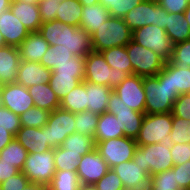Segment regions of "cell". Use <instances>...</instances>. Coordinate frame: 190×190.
I'll list each match as a JSON object with an SVG mask.
<instances>
[{
    "label": "cell",
    "mask_w": 190,
    "mask_h": 190,
    "mask_svg": "<svg viewBox=\"0 0 190 190\" xmlns=\"http://www.w3.org/2000/svg\"><path fill=\"white\" fill-rule=\"evenodd\" d=\"M39 33L50 46L58 45L72 52L73 56L86 57L92 49L91 35L81 27H74L57 20L43 22Z\"/></svg>",
    "instance_id": "cell-1"
},
{
    "label": "cell",
    "mask_w": 190,
    "mask_h": 190,
    "mask_svg": "<svg viewBox=\"0 0 190 190\" xmlns=\"http://www.w3.org/2000/svg\"><path fill=\"white\" fill-rule=\"evenodd\" d=\"M108 170L109 167L101 154L93 149L80 158L76 172L80 183L94 185Z\"/></svg>",
    "instance_id": "cell-15"
},
{
    "label": "cell",
    "mask_w": 190,
    "mask_h": 190,
    "mask_svg": "<svg viewBox=\"0 0 190 190\" xmlns=\"http://www.w3.org/2000/svg\"><path fill=\"white\" fill-rule=\"evenodd\" d=\"M49 43L37 32H30L18 47L21 60L40 63L46 53Z\"/></svg>",
    "instance_id": "cell-23"
},
{
    "label": "cell",
    "mask_w": 190,
    "mask_h": 190,
    "mask_svg": "<svg viewBox=\"0 0 190 190\" xmlns=\"http://www.w3.org/2000/svg\"><path fill=\"white\" fill-rule=\"evenodd\" d=\"M145 92V113H170L177 100L178 90H173L170 85V68L165 64L156 76L143 77Z\"/></svg>",
    "instance_id": "cell-2"
},
{
    "label": "cell",
    "mask_w": 190,
    "mask_h": 190,
    "mask_svg": "<svg viewBox=\"0 0 190 190\" xmlns=\"http://www.w3.org/2000/svg\"><path fill=\"white\" fill-rule=\"evenodd\" d=\"M82 6H89L92 4H97L99 3V0H78Z\"/></svg>",
    "instance_id": "cell-59"
},
{
    "label": "cell",
    "mask_w": 190,
    "mask_h": 190,
    "mask_svg": "<svg viewBox=\"0 0 190 190\" xmlns=\"http://www.w3.org/2000/svg\"><path fill=\"white\" fill-rule=\"evenodd\" d=\"M184 18L189 23V26H190V3L186 11L184 12Z\"/></svg>",
    "instance_id": "cell-60"
},
{
    "label": "cell",
    "mask_w": 190,
    "mask_h": 190,
    "mask_svg": "<svg viewBox=\"0 0 190 190\" xmlns=\"http://www.w3.org/2000/svg\"><path fill=\"white\" fill-rule=\"evenodd\" d=\"M68 152L80 153L81 156L95 149L94 138L74 132L70 134L61 145Z\"/></svg>",
    "instance_id": "cell-33"
},
{
    "label": "cell",
    "mask_w": 190,
    "mask_h": 190,
    "mask_svg": "<svg viewBox=\"0 0 190 190\" xmlns=\"http://www.w3.org/2000/svg\"><path fill=\"white\" fill-rule=\"evenodd\" d=\"M131 40L132 31L124 19L112 16L91 35L92 49L95 52L126 46Z\"/></svg>",
    "instance_id": "cell-4"
},
{
    "label": "cell",
    "mask_w": 190,
    "mask_h": 190,
    "mask_svg": "<svg viewBox=\"0 0 190 190\" xmlns=\"http://www.w3.org/2000/svg\"><path fill=\"white\" fill-rule=\"evenodd\" d=\"M83 12L80 27L85 29L90 35L98 30L110 17L109 10L101 3L82 6Z\"/></svg>",
    "instance_id": "cell-25"
},
{
    "label": "cell",
    "mask_w": 190,
    "mask_h": 190,
    "mask_svg": "<svg viewBox=\"0 0 190 190\" xmlns=\"http://www.w3.org/2000/svg\"><path fill=\"white\" fill-rule=\"evenodd\" d=\"M165 31L174 45L190 39V26L184 13H167Z\"/></svg>",
    "instance_id": "cell-28"
},
{
    "label": "cell",
    "mask_w": 190,
    "mask_h": 190,
    "mask_svg": "<svg viewBox=\"0 0 190 190\" xmlns=\"http://www.w3.org/2000/svg\"><path fill=\"white\" fill-rule=\"evenodd\" d=\"M81 82L74 75H59V73H51L50 87L57 95L59 100L66 96Z\"/></svg>",
    "instance_id": "cell-36"
},
{
    "label": "cell",
    "mask_w": 190,
    "mask_h": 190,
    "mask_svg": "<svg viewBox=\"0 0 190 190\" xmlns=\"http://www.w3.org/2000/svg\"><path fill=\"white\" fill-rule=\"evenodd\" d=\"M58 0H40L38 4L39 13L41 15L42 23L56 20Z\"/></svg>",
    "instance_id": "cell-49"
},
{
    "label": "cell",
    "mask_w": 190,
    "mask_h": 190,
    "mask_svg": "<svg viewBox=\"0 0 190 190\" xmlns=\"http://www.w3.org/2000/svg\"><path fill=\"white\" fill-rule=\"evenodd\" d=\"M98 120L99 115L90 110L75 113V132L94 138Z\"/></svg>",
    "instance_id": "cell-39"
},
{
    "label": "cell",
    "mask_w": 190,
    "mask_h": 190,
    "mask_svg": "<svg viewBox=\"0 0 190 190\" xmlns=\"http://www.w3.org/2000/svg\"><path fill=\"white\" fill-rule=\"evenodd\" d=\"M12 0H0V15L10 9Z\"/></svg>",
    "instance_id": "cell-57"
},
{
    "label": "cell",
    "mask_w": 190,
    "mask_h": 190,
    "mask_svg": "<svg viewBox=\"0 0 190 190\" xmlns=\"http://www.w3.org/2000/svg\"><path fill=\"white\" fill-rule=\"evenodd\" d=\"M169 62L181 69L190 68V39L174 45Z\"/></svg>",
    "instance_id": "cell-45"
},
{
    "label": "cell",
    "mask_w": 190,
    "mask_h": 190,
    "mask_svg": "<svg viewBox=\"0 0 190 190\" xmlns=\"http://www.w3.org/2000/svg\"><path fill=\"white\" fill-rule=\"evenodd\" d=\"M22 190H47L45 185L29 182Z\"/></svg>",
    "instance_id": "cell-56"
},
{
    "label": "cell",
    "mask_w": 190,
    "mask_h": 190,
    "mask_svg": "<svg viewBox=\"0 0 190 190\" xmlns=\"http://www.w3.org/2000/svg\"><path fill=\"white\" fill-rule=\"evenodd\" d=\"M106 63L114 69L125 71L128 75L133 74L131 61L129 59L126 46H117L105 49L100 52Z\"/></svg>",
    "instance_id": "cell-31"
},
{
    "label": "cell",
    "mask_w": 190,
    "mask_h": 190,
    "mask_svg": "<svg viewBox=\"0 0 190 190\" xmlns=\"http://www.w3.org/2000/svg\"><path fill=\"white\" fill-rule=\"evenodd\" d=\"M137 147L135 139L125 136L95 143V149L101 154L109 169L122 162L133 160Z\"/></svg>",
    "instance_id": "cell-12"
},
{
    "label": "cell",
    "mask_w": 190,
    "mask_h": 190,
    "mask_svg": "<svg viewBox=\"0 0 190 190\" xmlns=\"http://www.w3.org/2000/svg\"><path fill=\"white\" fill-rule=\"evenodd\" d=\"M45 127L47 143L51 148H58L75 132V114L59 107L50 113Z\"/></svg>",
    "instance_id": "cell-13"
},
{
    "label": "cell",
    "mask_w": 190,
    "mask_h": 190,
    "mask_svg": "<svg viewBox=\"0 0 190 190\" xmlns=\"http://www.w3.org/2000/svg\"><path fill=\"white\" fill-rule=\"evenodd\" d=\"M170 151L171 157L174 162V166L183 164L184 162L190 160V143H174Z\"/></svg>",
    "instance_id": "cell-51"
},
{
    "label": "cell",
    "mask_w": 190,
    "mask_h": 190,
    "mask_svg": "<svg viewBox=\"0 0 190 190\" xmlns=\"http://www.w3.org/2000/svg\"><path fill=\"white\" fill-rule=\"evenodd\" d=\"M50 113V111L35 106L29 108L19 116L21 126L42 128L47 124Z\"/></svg>",
    "instance_id": "cell-40"
},
{
    "label": "cell",
    "mask_w": 190,
    "mask_h": 190,
    "mask_svg": "<svg viewBox=\"0 0 190 190\" xmlns=\"http://www.w3.org/2000/svg\"><path fill=\"white\" fill-rule=\"evenodd\" d=\"M27 155V150L16 140L15 137L0 151V158L3 161L13 164V166L19 171H22Z\"/></svg>",
    "instance_id": "cell-32"
},
{
    "label": "cell",
    "mask_w": 190,
    "mask_h": 190,
    "mask_svg": "<svg viewBox=\"0 0 190 190\" xmlns=\"http://www.w3.org/2000/svg\"><path fill=\"white\" fill-rule=\"evenodd\" d=\"M2 102L5 106L16 115L20 116L29 108L34 107L33 99L28 89L23 85L15 83L0 86Z\"/></svg>",
    "instance_id": "cell-16"
},
{
    "label": "cell",
    "mask_w": 190,
    "mask_h": 190,
    "mask_svg": "<svg viewBox=\"0 0 190 190\" xmlns=\"http://www.w3.org/2000/svg\"><path fill=\"white\" fill-rule=\"evenodd\" d=\"M171 130L172 112L157 114L145 113L136 143L138 146L161 143L166 148H171L174 144L170 137Z\"/></svg>",
    "instance_id": "cell-3"
},
{
    "label": "cell",
    "mask_w": 190,
    "mask_h": 190,
    "mask_svg": "<svg viewBox=\"0 0 190 190\" xmlns=\"http://www.w3.org/2000/svg\"><path fill=\"white\" fill-rule=\"evenodd\" d=\"M34 106L47 111H54L60 107V100L53 92L49 83L33 85L27 88Z\"/></svg>",
    "instance_id": "cell-26"
},
{
    "label": "cell",
    "mask_w": 190,
    "mask_h": 190,
    "mask_svg": "<svg viewBox=\"0 0 190 190\" xmlns=\"http://www.w3.org/2000/svg\"><path fill=\"white\" fill-rule=\"evenodd\" d=\"M168 13H184L190 0H156Z\"/></svg>",
    "instance_id": "cell-53"
},
{
    "label": "cell",
    "mask_w": 190,
    "mask_h": 190,
    "mask_svg": "<svg viewBox=\"0 0 190 190\" xmlns=\"http://www.w3.org/2000/svg\"><path fill=\"white\" fill-rule=\"evenodd\" d=\"M82 12V5L78 0H63L58 4L56 20L80 27Z\"/></svg>",
    "instance_id": "cell-29"
},
{
    "label": "cell",
    "mask_w": 190,
    "mask_h": 190,
    "mask_svg": "<svg viewBox=\"0 0 190 190\" xmlns=\"http://www.w3.org/2000/svg\"><path fill=\"white\" fill-rule=\"evenodd\" d=\"M80 185L77 172L56 171L48 190H78Z\"/></svg>",
    "instance_id": "cell-38"
},
{
    "label": "cell",
    "mask_w": 190,
    "mask_h": 190,
    "mask_svg": "<svg viewBox=\"0 0 190 190\" xmlns=\"http://www.w3.org/2000/svg\"><path fill=\"white\" fill-rule=\"evenodd\" d=\"M132 41L144 48L150 49L165 61H169L174 44L165 29L155 25H146L132 31Z\"/></svg>",
    "instance_id": "cell-8"
},
{
    "label": "cell",
    "mask_w": 190,
    "mask_h": 190,
    "mask_svg": "<svg viewBox=\"0 0 190 190\" xmlns=\"http://www.w3.org/2000/svg\"><path fill=\"white\" fill-rule=\"evenodd\" d=\"M78 190H97L95 185L80 183Z\"/></svg>",
    "instance_id": "cell-58"
},
{
    "label": "cell",
    "mask_w": 190,
    "mask_h": 190,
    "mask_svg": "<svg viewBox=\"0 0 190 190\" xmlns=\"http://www.w3.org/2000/svg\"><path fill=\"white\" fill-rule=\"evenodd\" d=\"M152 190H181L176 184V174L172 169L150 176Z\"/></svg>",
    "instance_id": "cell-44"
},
{
    "label": "cell",
    "mask_w": 190,
    "mask_h": 190,
    "mask_svg": "<svg viewBox=\"0 0 190 190\" xmlns=\"http://www.w3.org/2000/svg\"><path fill=\"white\" fill-rule=\"evenodd\" d=\"M112 169L120 177L125 190L137 189L150 184V175L134 160L122 162Z\"/></svg>",
    "instance_id": "cell-17"
},
{
    "label": "cell",
    "mask_w": 190,
    "mask_h": 190,
    "mask_svg": "<svg viewBox=\"0 0 190 190\" xmlns=\"http://www.w3.org/2000/svg\"><path fill=\"white\" fill-rule=\"evenodd\" d=\"M106 112L115 115L125 137L136 140L139 135L145 113L135 111L125 105L115 91H112L110 94Z\"/></svg>",
    "instance_id": "cell-11"
},
{
    "label": "cell",
    "mask_w": 190,
    "mask_h": 190,
    "mask_svg": "<svg viewBox=\"0 0 190 190\" xmlns=\"http://www.w3.org/2000/svg\"><path fill=\"white\" fill-rule=\"evenodd\" d=\"M171 148L161 143L138 146L133 160L138 163L150 176L171 169L174 166Z\"/></svg>",
    "instance_id": "cell-6"
},
{
    "label": "cell",
    "mask_w": 190,
    "mask_h": 190,
    "mask_svg": "<svg viewBox=\"0 0 190 190\" xmlns=\"http://www.w3.org/2000/svg\"><path fill=\"white\" fill-rule=\"evenodd\" d=\"M126 50L131 61L133 74L142 77L156 76L165 65V60L150 49L130 41Z\"/></svg>",
    "instance_id": "cell-10"
},
{
    "label": "cell",
    "mask_w": 190,
    "mask_h": 190,
    "mask_svg": "<svg viewBox=\"0 0 190 190\" xmlns=\"http://www.w3.org/2000/svg\"><path fill=\"white\" fill-rule=\"evenodd\" d=\"M72 57V52L65 47H58V45L49 46L48 50L41 58L40 63L47 69L53 71L58 65L70 62Z\"/></svg>",
    "instance_id": "cell-34"
},
{
    "label": "cell",
    "mask_w": 190,
    "mask_h": 190,
    "mask_svg": "<svg viewBox=\"0 0 190 190\" xmlns=\"http://www.w3.org/2000/svg\"><path fill=\"white\" fill-rule=\"evenodd\" d=\"M176 174V184L181 190L190 189V160L171 168Z\"/></svg>",
    "instance_id": "cell-48"
},
{
    "label": "cell",
    "mask_w": 190,
    "mask_h": 190,
    "mask_svg": "<svg viewBox=\"0 0 190 190\" xmlns=\"http://www.w3.org/2000/svg\"><path fill=\"white\" fill-rule=\"evenodd\" d=\"M22 172L29 182L48 187L56 172L54 148L42 153H28Z\"/></svg>",
    "instance_id": "cell-9"
},
{
    "label": "cell",
    "mask_w": 190,
    "mask_h": 190,
    "mask_svg": "<svg viewBox=\"0 0 190 190\" xmlns=\"http://www.w3.org/2000/svg\"><path fill=\"white\" fill-rule=\"evenodd\" d=\"M81 157L80 153L68 152V150L62 146L54 148L56 171L69 170L76 172Z\"/></svg>",
    "instance_id": "cell-37"
},
{
    "label": "cell",
    "mask_w": 190,
    "mask_h": 190,
    "mask_svg": "<svg viewBox=\"0 0 190 190\" xmlns=\"http://www.w3.org/2000/svg\"><path fill=\"white\" fill-rule=\"evenodd\" d=\"M19 172L20 171L15 166H13V164L3 161L0 158V183Z\"/></svg>",
    "instance_id": "cell-54"
},
{
    "label": "cell",
    "mask_w": 190,
    "mask_h": 190,
    "mask_svg": "<svg viewBox=\"0 0 190 190\" xmlns=\"http://www.w3.org/2000/svg\"><path fill=\"white\" fill-rule=\"evenodd\" d=\"M170 137L173 143H190V120L172 116V130Z\"/></svg>",
    "instance_id": "cell-43"
},
{
    "label": "cell",
    "mask_w": 190,
    "mask_h": 190,
    "mask_svg": "<svg viewBox=\"0 0 190 190\" xmlns=\"http://www.w3.org/2000/svg\"><path fill=\"white\" fill-rule=\"evenodd\" d=\"M29 183V179L20 171L1 183L3 190H22Z\"/></svg>",
    "instance_id": "cell-52"
},
{
    "label": "cell",
    "mask_w": 190,
    "mask_h": 190,
    "mask_svg": "<svg viewBox=\"0 0 190 190\" xmlns=\"http://www.w3.org/2000/svg\"><path fill=\"white\" fill-rule=\"evenodd\" d=\"M60 108L74 114L87 110V93L84 81L60 100Z\"/></svg>",
    "instance_id": "cell-30"
},
{
    "label": "cell",
    "mask_w": 190,
    "mask_h": 190,
    "mask_svg": "<svg viewBox=\"0 0 190 190\" xmlns=\"http://www.w3.org/2000/svg\"><path fill=\"white\" fill-rule=\"evenodd\" d=\"M5 46H7L6 43H5V39L1 35V32H0V48L5 47Z\"/></svg>",
    "instance_id": "cell-63"
},
{
    "label": "cell",
    "mask_w": 190,
    "mask_h": 190,
    "mask_svg": "<svg viewBox=\"0 0 190 190\" xmlns=\"http://www.w3.org/2000/svg\"><path fill=\"white\" fill-rule=\"evenodd\" d=\"M128 74L125 71L111 68L100 52L91 51L85 57L84 81L114 89Z\"/></svg>",
    "instance_id": "cell-5"
},
{
    "label": "cell",
    "mask_w": 190,
    "mask_h": 190,
    "mask_svg": "<svg viewBox=\"0 0 190 190\" xmlns=\"http://www.w3.org/2000/svg\"><path fill=\"white\" fill-rule=\"evenodd\" d=\"M87 93V110L100 115L106 112L108 100L113 89L109 86L84 81Z\"/></svg>",
    "instance_id": "cell-24"
},
{
    "label": "cell",
    "mask_w": 190,
    "mask_h": 190,
    "mask_svg": "<svg viewBox=\"0 0 190 190\" xmlns=\"http://www.w3.org/2000/svg\"><path fill=\"white\" fill-rule=\"evenodd\" d=\"M52 73H59V75H74L80 82L84 81L85 73V57L73 56L70 62L60 64Z\"/></svg>",
    "instance_id": "cell-41"
},
{
    "label": "cell",
    "mask_w": 190,
    "mask_h": 190,
    "mask_svg": "<svg viewBox=\"0 0 190 190\" xmlns=\"http://www.w3.org/2000/svg\"><path fill=\"white\" fill-rule=\"evenodd\" d=\"M0 32L8 46L19 47L30 32L10 9L0 15Z\"/></svg>",
    "instance_id": "cell-18"
},
{
    "label": "cell",
    "mask_w": 190,
    "mask_h": 190,
    "mask_svg": "<svg viewBox=\"0 0 190 190\" xmlns=\"http://www.w3.org/2000/svg\"><path fill=\"white\" fill-rule=\"evenodd\" d=\"M13 138L14 136L6 130V128L0 126V151L6 147Z\"/></svg>",
    "instance_id": "cell-55"
},
{
    "label": "cell",
    "mask_w": 190,
    "mask_h": 190,
    "mask_svg": "<svg viewBox=\"0 0 190 190\" xmlns=\"http://www.w3.org/2000/svg\"><path fill=\"white\" fill-rule=\"evenodd\" d=\"M113 91L131 109L145 113V92L143 77L136 74L128 75Z\"/></svg>",
    "instance_id": "cell-14"
},
{
    "label": "cell",
    "mask_w": 190,
    "mask_h": 190,
    "mask_svg": "<svg viewBox=\"0 0 190 190\" xmlns=\"http://www.w3.org/2000/svg\"><path fill=\"white\" fill-rule=\"evenodd\" d=\"M123 136L124 132L120 128V123L117 121L114 114L104 112L99 115L97 129L94 134L95 143Z\"/></svg>",
    "instance_id": "cell-27"
},
{
    "label": "cell",
    "mask_w": 190,
    "mask_h": 190,
    "mask_svg": "<svg viewBox=\"0 0 190 190\" xmlns=\"http://www.w3.org/2000/svg\"><path fill=\"white\" fill-rule=\"evenodd\" d=\"M12 1H21V2H26V3H32L35 5H38L40 0H12Z\"/></svg>",
    "instance_id": "cell-61"
},
{
    "label": "cell",
    "mask_w": 190,
    "mask_h": 190,
    "mask_svg": "<svg viewBox=\"0 0 190 190\" xmlns=\"http://www.w3.org/2000/svg\"><path fill=\"white\" fill-rule=\"evenodd\" d=\"M15 138L28 153H42L51 149L47 143V128L45 126L42 128L21 126Z\"/></svg>",
    "instance_id": "cell-20"
},
{
    "label": "cell",
    "mask_w": 190,
    "mask_h": 190,
    "mask_svg": "<svg viewBox=\"0 0 190 190\" xmlns=\"http://www.w3.org/2000/svg\"><path fill=\"white\" fill-rule=\"evenodd\" d=\"M131 190H152V187L150 184L145 185L143 187L137 188V189H131Z\"/></svg>",
    "instance_id": "cell-62"
},
{
    "label": "cell",
    "mask_w": 190,
    "mask_h": 190,
    "mask_svg": "<svg viewBox=\"0 0 190 190\" xmlns=\"http://www.w3.org/2000/svg\"><path fill=\"white\" fill-rule=\"evenodd\" d=\"M0 126L6 128L15 137L21 128V120L14 112L0 105Z\"/></svg>",
    "instance_id": "cell-46"
},
{
    "label": "cell",
    "mask_w": 190,
    "mask_h": 190,
    "mask_svg": "<svg viewBox=\"0 0 190 190\" xmlns=\"http://www.w3.org/2000/svg\"><path fill=\"white\" fill-rule=\"evenodd\" d=\"M172 116L190 120V93L178 96L173 104Z\"/></svg>",
    "instance_id": "cell-50"
},
{
    "label": "cell",
    "mask_w": 190,
    "mask_h": 190,
    "mask_svg": "<svg viewBox=\"0 0 190 190\" xmlns=\"http://www.w3.org/2000/svg\"><path fill=\"white\" fill-rule=\"evenodd\" d=\"M20 61L18 47L0 48V86L16 82Z\"/></svg>",
    "instance_id": "cell-21"
},
{
    "label": "cell",
    "mask_w": 190,
    "mask_h": 190,
    "mask_svg": "<svg viewBox=\"0 0 190 190\" xmlns=\"http://www.w3.org/2000/svg\"><path fill=\"white\" fill-rule=\"evenodd\" d=\"M1 102H2V97H1V90H0V105H1Z\"/></svg>",
    "instance_id": "cell-64"
},
{
    "label": "cell",
    "mask_w": 190,
    "mask_h": 190,
    "mask_svg": "<svg viewBox=\"0 0 190 190\" xmlns=\"http://www.w3.org/2000/svg\"><path fill=\"white\" fill-rule=\"evenodd\" d=\"M10 10L29 32H37L42 24L38 5L21 1H11Z\"/></svg>",
    "instance_id": "cell-22"
},
{
    "label": "cell",
    "mask_w": 190,
    "mask_h": 190,
    "mask_svg": "<svg viewBox=\"0 0 190 190\" xmlns=\"http://www.w3.org/2000/svg\"><path fill=\"white\" fill-rule=\"evenodd\" d=\"M143 0H99L112 17L124 18L126 14L134 9Z\"/></svg>",
    "instance_id": "cell-42"
},
{
    "label": "cell",
    "mask_w": 190,
    "mask_h": 190,
    "mask_svg": "<svg viewBox=\"0 0 190 190\" xmlns=\"http://www.w3.org/2000/svg\"><path fill=\"white\" fill-rule=\"evenodd\" d=\"M167 13L156 0H143L123 19L131 31L146 25H155L166 29Z\"/></svg>",
    "instance_id": "cell-7"
},
{
    "label": "cell",
    "mask_w": 190,
    "mask_h": 190,
    "mask_svg": "<svg viewBox=\"0 0 190 190\" xmlns=\"http://www.w3.org/2000/svg\"><path fill=\"white\" fill-rule=\"evenodd\" d=\"M94 185L97 190H125L120 177L113 169H109Z\"/></svg>",
    "instance_id": "cell-47"
},
{
    "label": "cell",
    "mask_w": 190,
    "mask_h": 190,
    "mask_svg": "<svg viewBox=\"0 0 190 190\" xmlns=\"http://www.w3.org/2000/svg\"><path fill=\"white\" fill-rule=\"evenodd\" d=\"M52 71L41 63L21 60L16 83L28 88L33 85L49 83Z\"/></svg>",
    "instance_id": "cell-19"
},
{
    "label": "cell",
    "mask_w": 190,
    "mask_h": 190,
    "mask_svg": "<svg viewBox=\"0 0 190 190\" xmlns=\"http://www.w3.org/2000/svg\"><path fill=\"white\" fill-rule=\"evenodd\" d=\"M165 64L170 68V85L173 90H178L180 95L190 93V68L181 69L169 61Z\"/></svg>",
    "instance_id": "cell-35"
}]
</instances>
